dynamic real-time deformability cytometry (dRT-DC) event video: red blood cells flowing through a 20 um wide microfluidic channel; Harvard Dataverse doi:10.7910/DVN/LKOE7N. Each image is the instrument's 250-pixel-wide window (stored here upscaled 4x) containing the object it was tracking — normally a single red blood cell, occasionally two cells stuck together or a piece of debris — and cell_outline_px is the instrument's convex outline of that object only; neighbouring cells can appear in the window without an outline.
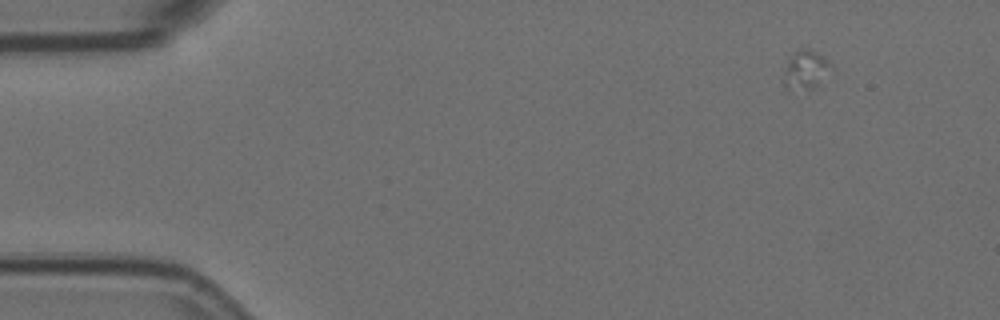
{"species": "Egyptian fruit bat (a non-hibernating species)", "species_latin": "Rousettus aegyptiacus", "temperature_condition": "room temperature", "stored_images_in_passage": 5, "camera_frame_rate_fps": 3000, "um_per_image_px": 0.085, "animal": {"sex": "female"}, "frame": {"image": 1, "passage_image": 2, "time_ms": 0.333, "image_size_px": [1000, 320], "cell_outline_px": [[832, 68], [812, 88], [788, 88], [784, 84], [784, 72], [788, 60], [800, 48], [808, 48], [824, 56], [832, 64]], "centroid_in_image_um": [68.49, 5.87], "position_along_channel_um": 16.5, "area_um2": 10.17}}